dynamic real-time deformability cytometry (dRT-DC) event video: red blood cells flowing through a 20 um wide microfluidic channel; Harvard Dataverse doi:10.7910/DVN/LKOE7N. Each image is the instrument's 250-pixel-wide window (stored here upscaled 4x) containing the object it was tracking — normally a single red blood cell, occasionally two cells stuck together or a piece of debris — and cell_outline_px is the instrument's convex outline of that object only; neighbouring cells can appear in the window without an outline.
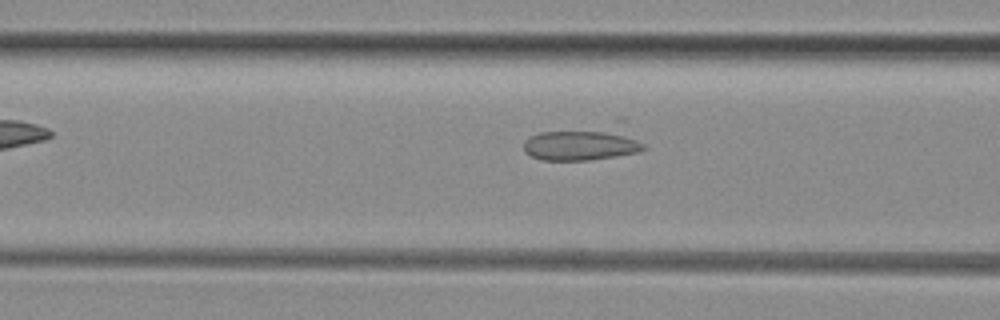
{"species": "common noctule bat (a hibernating species)", "species_latin": "Nyctalus noctula", "temperature_condition": "room temperature", "stored_images_in_passage": 37, "camera_frame_rate_fps": 3000, "um_per_image_px": 0.085, "animal": {"sex": "female", "body_mass_g": 29.2, "forearm_length_mm": 56.3}, "frame": {"image": 1, "passage_image": 6, "time_ms": 1.667, "image_size_px": [1000, 320], "cell_outline_px": [[648, 148], [640, 152], [592, 160], [540, 160], [524, 152], [524, 140], [540, 132], [620, 116], [624, 116]], "centroid_in_image_um": [49.83, 12.01], "position_along_channel_um": 116.8, "area_um2": 27.28}}
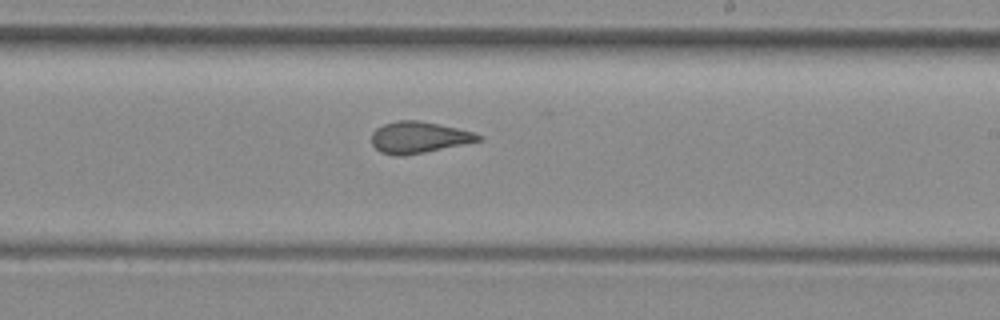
{"frame": {"image": 2, "passage_image": 16, "time_ms": 5.0, "image_size_px": [1000, 320], "cell_outline_px": [[484, 140], [424, 152], [400, 156], [396, 156], [380, 152], [372, 144], [372, 132], [376, 128], [384, 124], [400, 120], [420, 120], [440, 124], [472, 132], [484, 136]], "centroid_in_image_um": [35.6, 11.67], "position_along_channel_um": 253.4, "area_um2": 19.54}}
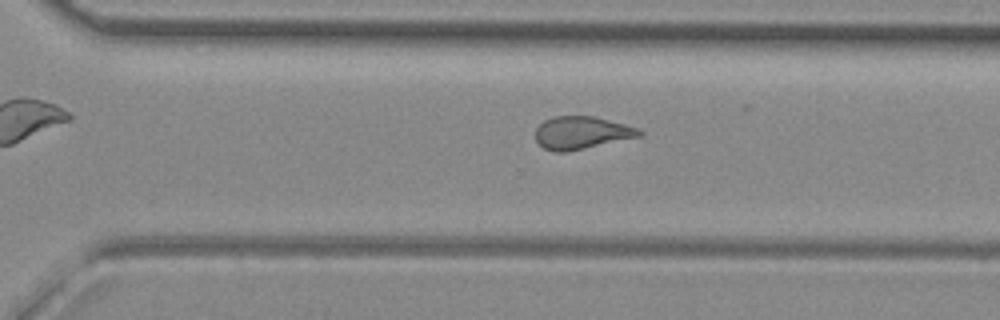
{"frame": {"image": 3, "passage_image": 21, "time_ms": 6.667, "image_size_px": [1000, 320], "cell_outline_px": [[644, 132], [640, 136], [568, 152], [552, 152], [544, 148], [536, 140], [536, 128], [544, 120], [552, 116], [592, 116], [640, 128]], "centroid_in_image_um": [49.42, 11.29], "position_along_channel_um": 321.2, "area_um2": 19.77}, "authors_computed_cell_mechanics": {"area_um2": 20.519, "velocity_mm_per_s": 4.0768, "shape_relaxation_time_tau1_ms": null, "shape_relaxation_time_tau2_ms": 2.4222, "deformation_change_tau1": null, "deformation_change_tau2": 0.0619}}